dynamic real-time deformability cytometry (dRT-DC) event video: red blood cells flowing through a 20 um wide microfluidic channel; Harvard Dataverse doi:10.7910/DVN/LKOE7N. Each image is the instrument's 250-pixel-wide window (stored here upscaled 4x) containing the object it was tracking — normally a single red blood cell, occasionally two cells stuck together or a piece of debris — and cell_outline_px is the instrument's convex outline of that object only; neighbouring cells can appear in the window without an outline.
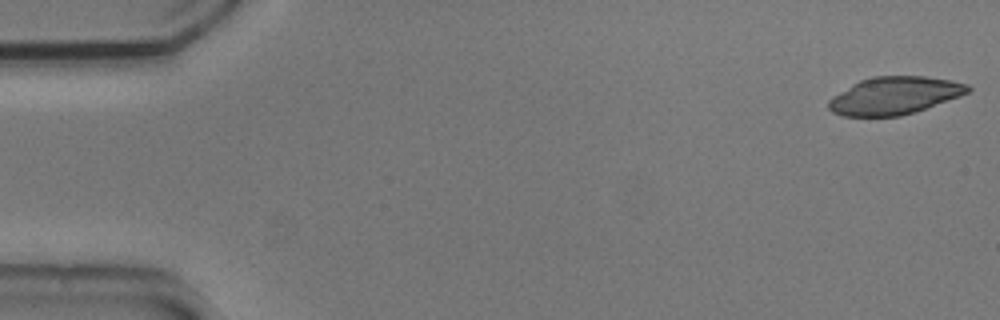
{"species": "common noctule bat (a hibernating species)", "species_latin": "Nyctalus noctula", "temperature_condition": "cold", "stored_images_in_passage": 54, "camera_frame_rate_fps": 3000, "um_per_image_px": 0.085, "animal": {"sex": "male", "body_mass_g": 20.5, "forearm_length_mm": 52.5}, "frame": {"image": 1, "passage_image": 1, "time_ms": 0.0, "image_size_px": [1000, 320], "cell_outline_px": [[972, 88], [968, 92], [960, 96], [916, 112], [900, 116], [844, 116], [832, 112], [828, 108], [828, 100], [832, 96], [852, 84], [860, 80], [872, 76], [924, 76], [948, 80], [968, 84]], "centroid_in_image_um": [76.01, 8.13], "position_along_channel_um": 9.0, "area_um2": 30.52}}